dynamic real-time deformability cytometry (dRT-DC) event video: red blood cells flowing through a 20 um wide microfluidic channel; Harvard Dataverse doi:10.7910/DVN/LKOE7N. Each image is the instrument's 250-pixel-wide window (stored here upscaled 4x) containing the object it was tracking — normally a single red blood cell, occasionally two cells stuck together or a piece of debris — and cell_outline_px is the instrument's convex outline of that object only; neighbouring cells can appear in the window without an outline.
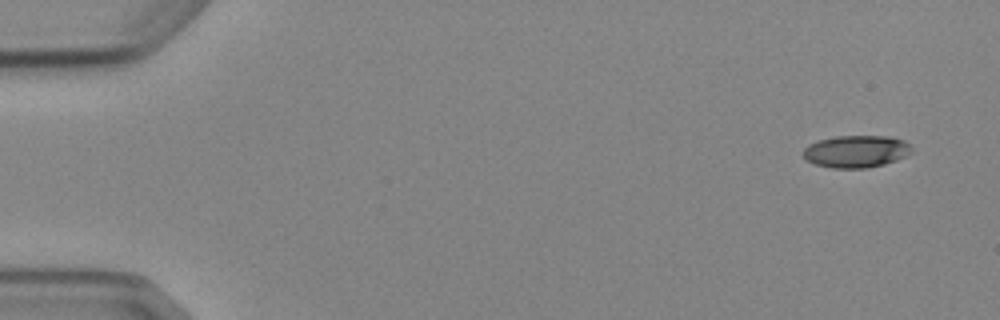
{"species": "Egyptian fruit bat (a non-hibernating species)", "species_latin": "Rousettus aegyptiacus", "temperature_condition": "cold", "stored_images_in_passage": 6, "camera_frame_rate_fps": 3000, "um_per_image_px": 0.085, "animal": {"sex": "female"}, "frame": {"image": 1, "passage_image": 1, "time_ms": 0.0, "image_size_px": [1000, 320], "cell_outline_px": [[912, 152], [896, 160], [884, 164], [868, 168], [832, 168], [816, 164], [808, 160], [804, 156], [804, 148], [808, 144], [820, 140], [836, 136], [892, 136], [904, 140], [912, 144]], "centroid_in_image_um": [72.82, 12.86], "position_along_channel_um": 12.2, "area_um2": 20.4}}
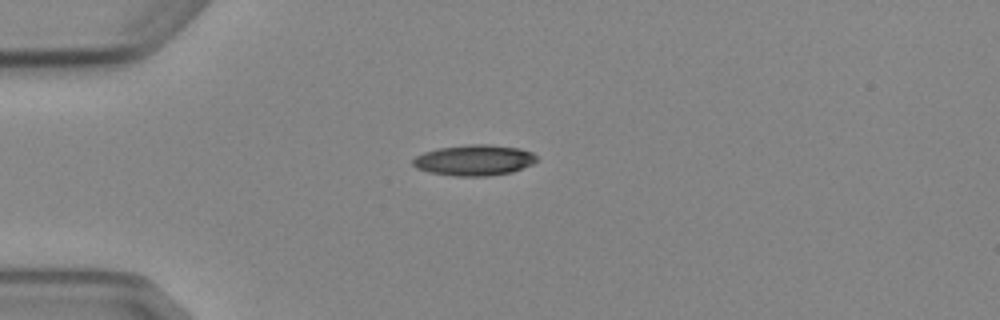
{"frame": {"image": 2, "passage_image": 4, "time_ms": 3.667, "image_size_px": [1000, 320], "cell_outline_px": [[540, 160], [532, 164], [512, 172], [488, 176], [456, 176], [428, 172], [416, 168], [412, 164], [412, 160], [416, 156], [424, 152], [440, 148], [468, 144], [488, 144], [520, 148], [532, 152]], "centroid_in_image_um": [40.32, 13.61], "position_along_channel_um": 44.7, "area_um2": 22.31}}
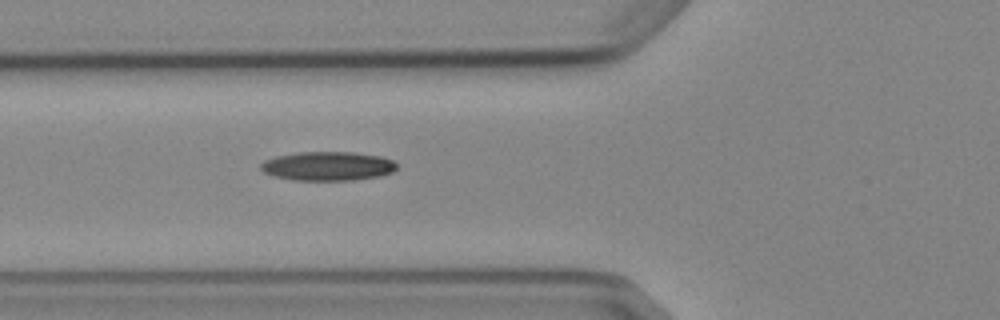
{"frame": {"image": 3, "passage_image": 6, "time_ms": 5.667, "image_size_px": [1000, 320], "cell_outline_px": [[396, 168], [392, 172], [380, 176], [352, 180], [292, 180], [272, 176], [264, 172], [260, 168], [260, 164], [264, 160], [276, 156], [300, 152], [352, 152], [380, 156], [392, 160], [396, 164]], "centroid_in_image_um": [27.83, 14.12], "position_along_channel_um": 98.0, "area_um2": 23.0}}